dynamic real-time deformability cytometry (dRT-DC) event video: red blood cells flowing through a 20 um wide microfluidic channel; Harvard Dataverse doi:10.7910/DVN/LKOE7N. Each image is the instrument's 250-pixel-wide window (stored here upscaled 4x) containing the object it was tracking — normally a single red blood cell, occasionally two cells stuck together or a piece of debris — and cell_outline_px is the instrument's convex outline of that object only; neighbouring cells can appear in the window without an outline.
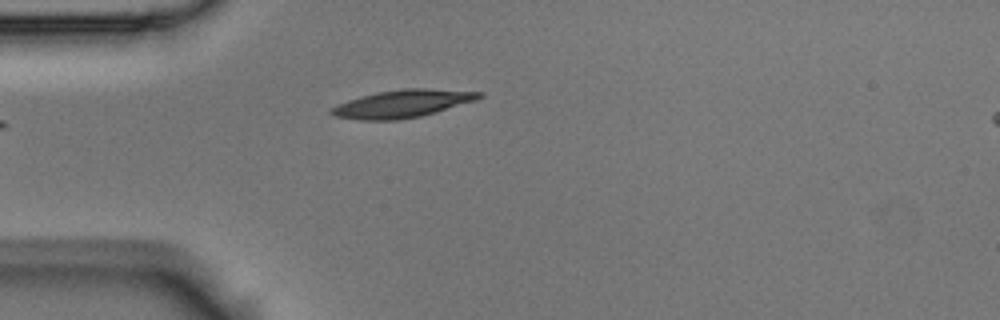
{"species": "Egyptian fruit bat (a non-hibernating species)", "species_latin": "Rousettus aegyptiacus", "temperature_condition": "room temperature", "stored_images_in_passage": 5, "camera_frame_rate_fps": 3000, "um_per_image_px": 0.085, "animal": {"sex": "male"}, "frame": {"image": 1, "passage_image": 5, "time_ms": 1.333, "image_size_px": [1000, 320], "cell_outline_px": [[484, 96], [476, 100], [420, 116], [396, 120], [360, 120], [336, 116], [328, 112], [332, 108], [348, 100], [360, 96], [380, 92], [404, 88], [424, 88], [484, 92]], "centroid_in_image_um": [34.23, 8.81], "position_along_channel_um": 50.8, "area_um2": 23.47}}